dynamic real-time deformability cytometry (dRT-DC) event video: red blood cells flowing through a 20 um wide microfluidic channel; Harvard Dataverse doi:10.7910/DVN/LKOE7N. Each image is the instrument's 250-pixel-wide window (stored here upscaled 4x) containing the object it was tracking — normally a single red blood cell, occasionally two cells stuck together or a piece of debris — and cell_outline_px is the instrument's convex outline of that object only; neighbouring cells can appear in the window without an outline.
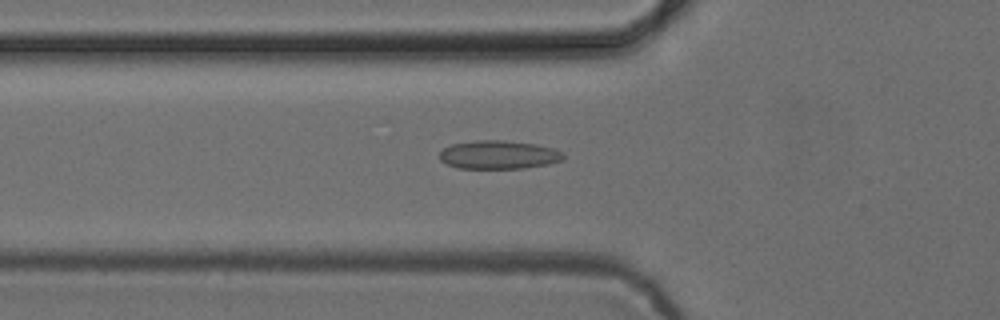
{"species": "common noctule bat (a hibernating species)", "species_latin": "Nyctalus noctula", "temperature_condition": "cold", "stored_images_in_passage": 53, "camera_frame_rate_fps": 3000, "um_per_image_px": 0.085, "animal": {"sex": "female", "body_mass_g": 24.6, "forearm_length_mm": 56.2}, "frame": {"image": 1, "passage_image": 19, "time_ms": 6.0, "image_size_px": [1000, 320], "cell_outline_px": [[564, 160], [548, 164], [524, 168], [456, 168], [440, 160], [440, 152], [444, 148], [452, 144], [476, 140], [504, 140], [536, 144], [552, 148], [564, 152]], "centroid_in_image_um": [42.41, 13.15], "position_along_channel_um": 83.4, "area_um2": 20.58}}
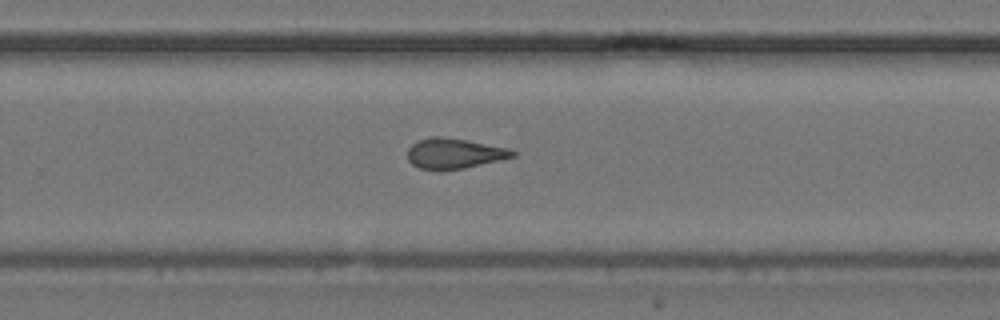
{"frame": {"image": 2, "passage_image": 35, "time_ms": 11.333, "image_size_px": [1000, 320], "cell_outline_px": [[516, 156], [500, 160], [464, 168], [440, 172], [436, 172], [420, 168], [412, 164], [408, 160], [408, 148], [416, 140], [432, 136], [440, 136], [464, 140], [508, 148], [516, 152]], "centroid_in_image_um": [38.56, 13.07], "position_along_channel_um": 291.2, "area_um2": 18.79}}
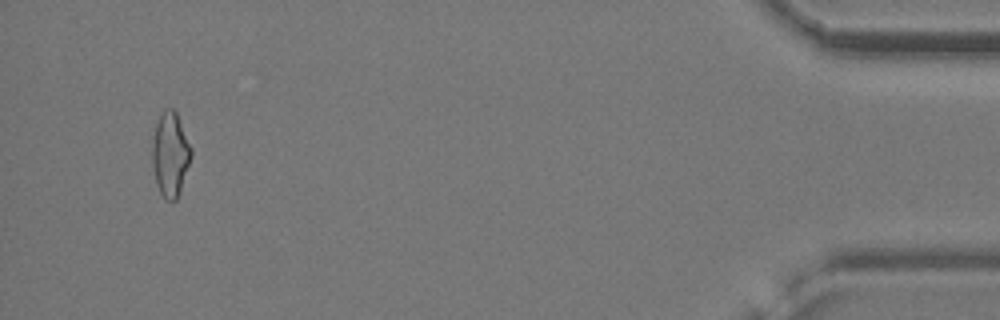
{"frame": {"image": 3, "passage_image": 51, "time_ms": 16.667, "image_size_px": [1000, 320], "cell_outline_px": [[192, 156], [176, 200], [172, 204], [164, 200], [156, 184], [152, 164], [152, 144], [156, 124], [164, 108], [172, 108], [176, 112], [192, 148]], "centroid_in_image_um": [14.47, 13.15], "position_along_channel_um": 420.7, "area_um2": 19.19}, "authors_computed_cell_mechanics": {"area_um2": 19.1896, "velocity_mm_per_s": 3.8891, "shape_relaxation_time_tau1_ms": null, "shape_relaxation_time_tau2_ms": 2.0263, "deformation_change_tau1": null, "deformation_change_tau2": 0.0835}}